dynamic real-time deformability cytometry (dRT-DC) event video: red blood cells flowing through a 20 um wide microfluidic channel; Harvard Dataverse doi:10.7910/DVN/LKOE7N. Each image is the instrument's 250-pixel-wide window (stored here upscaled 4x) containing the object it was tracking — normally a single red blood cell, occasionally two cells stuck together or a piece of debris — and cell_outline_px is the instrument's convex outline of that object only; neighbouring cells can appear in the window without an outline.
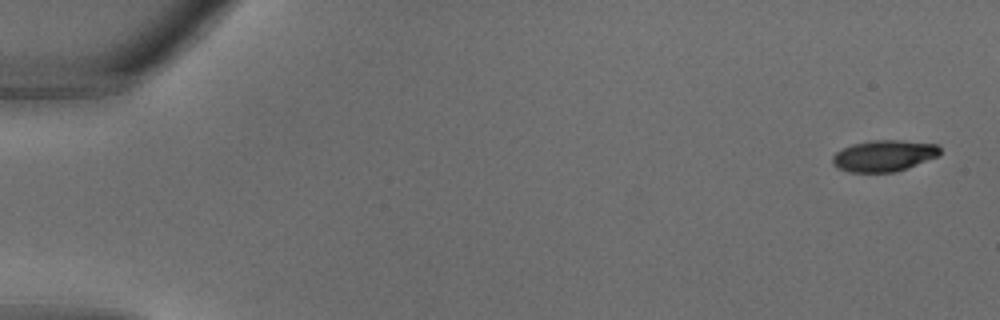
{"species": "common noctule bat (a hibernating species)", "species_latin": "Nyctalus noctula", "temperature_condition": "warm", "stored_images_in_passage": 34, "camera_frame_rate_fps": 3000, "um_per_image_px": 0.085, "animal": {"sex": "male", "body_mass_g": 18.8}, "frame": {"image": 1, "passage_image": 1, "time_ms": 0.0, "image_size_px": [1000, 320], "cell_outline_px": [[940, 156], [892, 172], [848, 172], [840, 168], [832, 160], [832, 156], [836, 152], [852, 144], [872, 140], [900, 140], [936, 144], [940, 148]], "centroid_in_image_um": [75.15, 13.22], "position_along_channel_um": 9.9, "area_um2": 19.31}}
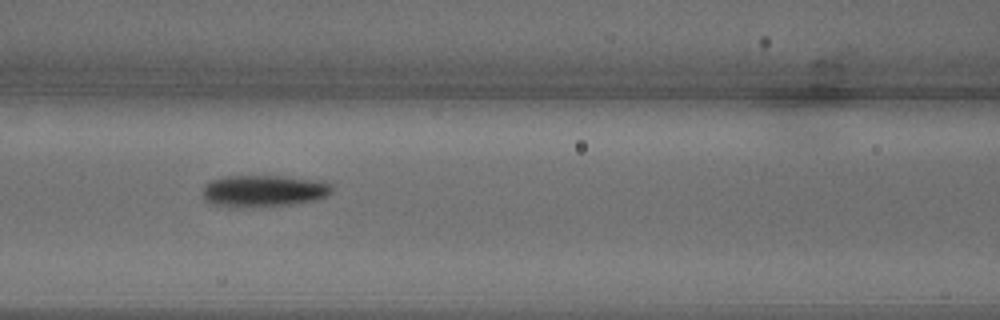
{"frame": {"image": 2, "passage_image": 15, "time_ms": 4.667, "image_size_px": [1000, 320], "cell_outline_px": [[332, 192], [328, 196], [316, 200], [296, 204], [260, 208], [232, 208], [212, 204], [204, 200], [204, 184], [220, 176], [288, 176], [324, 180], [332, 188]], "centroid_in_image_um": [22.43, 16.25], "position_along_channel_um": 144.2, "area_um2": 24.85}}
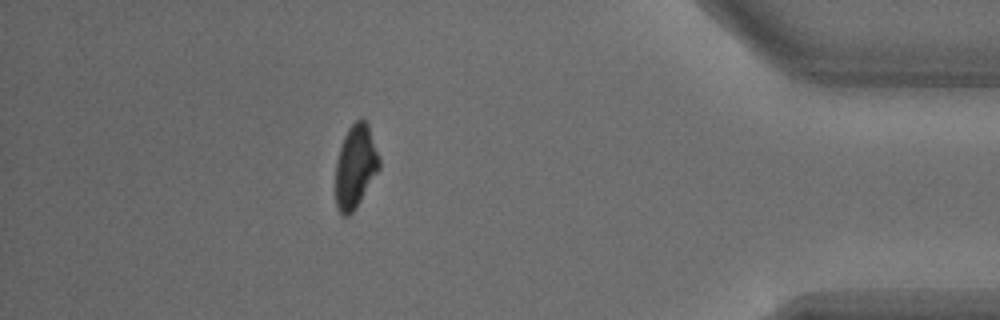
{"frame": {"image": 3, "passage_image": 30, "time_ms": 9.667, "image_size_px": [1000, 320], "cell_outline_px": [[380, 168], [356, 208], [348, 216], [340, 216], [336, 208], [336, 160], [344, 136], [348, 128], [360, 116], [368, 124], [380, 160]], "centroid_in_image_um": [30.2, 14.17], "position_along_channel_um": 405.0, "area_um2": 21.27}}